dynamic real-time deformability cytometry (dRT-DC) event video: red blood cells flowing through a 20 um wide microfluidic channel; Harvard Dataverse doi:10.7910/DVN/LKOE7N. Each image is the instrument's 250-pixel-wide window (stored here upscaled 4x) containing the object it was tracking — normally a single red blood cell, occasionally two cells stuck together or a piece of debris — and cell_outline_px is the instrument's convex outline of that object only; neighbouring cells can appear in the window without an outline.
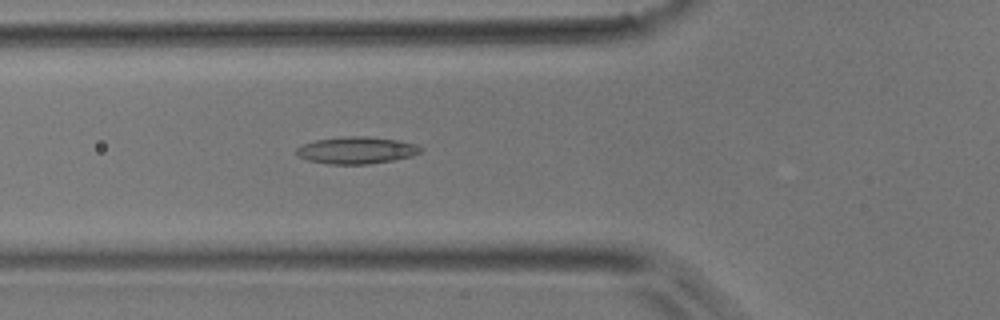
{"species": "common noctule bat (a hibernating species)", "species_latin": "Nyctalus noctula", "temperature_condition": "room temperature", "stored_images_in_passage": 38, "camera_frame_rate_fps": 3000, "um_per_image_px": 0.085, "animal": {"sex": "male", "body_mass_g": 17.9}, "frame": {"image": 1, "passage_image": 6, "time_ms": 1.667, "image_size_px": [1000, 320], "cell_outline_px": [[424, 148], [420, 152], [412, 156], [392, 160], [368, 164], [328, 164], [308, 160], [296, 156], [296, 148], [304, 144], [316, 140], [352, 136], [364, 136], [400, 140], [416, 144]], "centroid_in_image_um": [30.32, 12.77], "position_along_channel_um": 95.5, "area_um2": 19.48}}
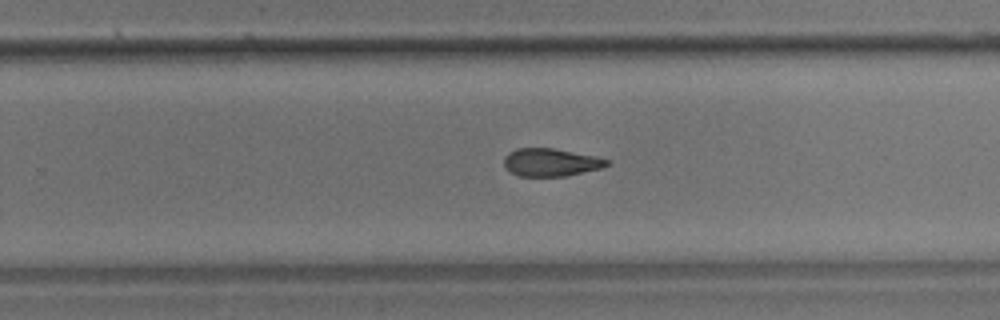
{"frame": {"image": 2, "passage_image": 20, "time_ms": 6.333, "image_size_px": [1000, 320], "cell_outline_px": [[612, 164], [604, 168], [568, 176], [516, 176], [504, 168], [504, 156], [508, 152], [516, 148], [552, 148], [612, 160]], "centroid_in_image_um": [46.82, 13.81], "position_along_channel_um": 283.0, "area_um2": 16.99}}
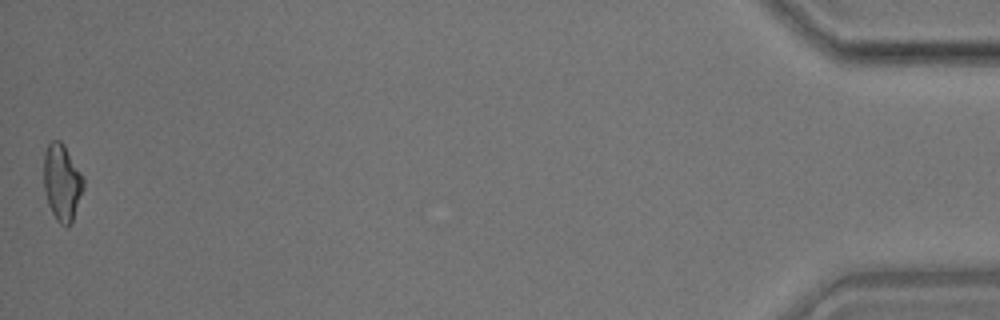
{"frame": {"image": 3, "passage_image": 38, "time_ms": 12.333, "image_size_px": [1000, 320], "cell_outline_px": [[84, 188], [72, 220], [68, 228], [60, 224], [56, 220], [48, 204], [44, 188], [44, 152], [48, 144], [52, 140], [60, 140], [64, 144], [84, 176]], "centroid_in_image_um": [5.28, 15.49], "position_along_channel_um": 429.9, "area_um2": 17.86}}